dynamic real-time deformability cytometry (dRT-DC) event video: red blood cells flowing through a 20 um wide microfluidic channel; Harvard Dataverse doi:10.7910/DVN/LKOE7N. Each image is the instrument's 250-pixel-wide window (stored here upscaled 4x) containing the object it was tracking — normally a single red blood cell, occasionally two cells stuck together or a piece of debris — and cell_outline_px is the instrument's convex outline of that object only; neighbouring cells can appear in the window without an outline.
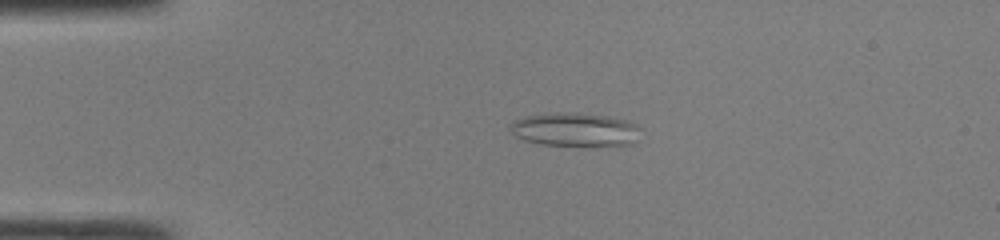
{"species": "common noctule bat (a hibernating species)", "species_latin": "Nyctalus noctula", "temperature_condition": "room temperature", "stored_images_in_passage": 43, "camera_frame_rate_fps": 3000, "um_per_image_px": 0.085, "animal": {"sex": "male", "body_mass_g": 19.0, "forearm_length_mm": 50.8}, "frame": {"image": 1, "passage_image": 6, "time_ms": 1.667, "image_size_px": [1000, 240], "cell_outline_px": [[640, 128], [636, 140], [632, 144], [544, 144], [524, 140], [516, 136], [508, 128], [516, 120], [524, 116], [560, 112], [576, 112], [608, 116], [628, 120], [636, 124]], "centroid_in_image_um": [48.88, 10.97], "position_along_channel_um": 36.1, "area_um2": 24.97}}
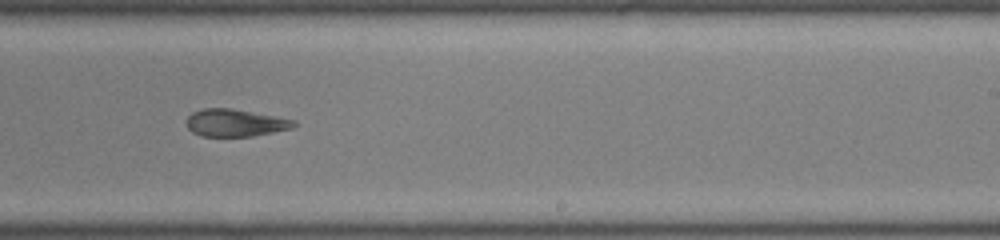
{"frame": {"image": 2, "passage_image": 25, "time_ms": 8.0, "image_size_px": [1000, 240], "cell_outline_px": [[296, 124], [292, 128], [252, 136], [200, 136], [192, 132], [188, 128], [188, 116], [192, 112], [204, 108], [232, 108], [296, 120]], "centroid_in_image_um": [19.99, 10.43], "position_along_channel_um": 269.0, "area_um2": 16.99}}
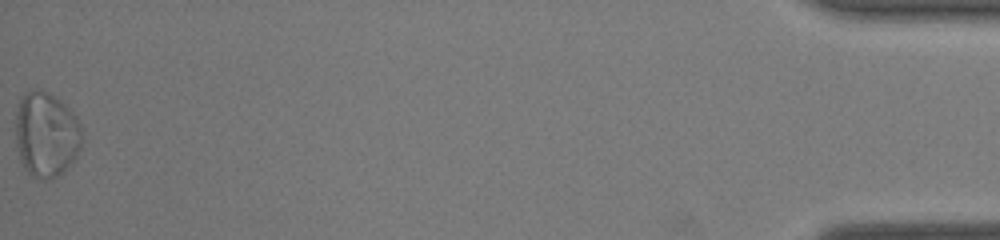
{"frame": {"image": 3, "passage_image": 43, "time_ms": 14.0, "image_size_px": [1000, 240], "cell_outline_px": [[80, 148], [76, 156], [56, 176], [44, 180], [40, 180], [28, 172], [24, 168], [20, 160], [16, 144], [16, 112], [20, 100], [24, 92], [32, 88], [36, 88], [60, 100], [76, 116], [80, 124]], "centroid_in_image_um": [3.89, 11.41], "position_along_channel_um": 431.3, "area_um2": 32.48}, "authors_computed_cell_mechanics": {"area_um2": 21.386, "velocity_mm_per_s": 4.2914, "shape_relaxation_time_tau1_ms": null, "shape_relaxation_time_tau2_ms": 3.3491, "deformation_change_tau1": null, "deformation_change_tau2": 0.1311}}